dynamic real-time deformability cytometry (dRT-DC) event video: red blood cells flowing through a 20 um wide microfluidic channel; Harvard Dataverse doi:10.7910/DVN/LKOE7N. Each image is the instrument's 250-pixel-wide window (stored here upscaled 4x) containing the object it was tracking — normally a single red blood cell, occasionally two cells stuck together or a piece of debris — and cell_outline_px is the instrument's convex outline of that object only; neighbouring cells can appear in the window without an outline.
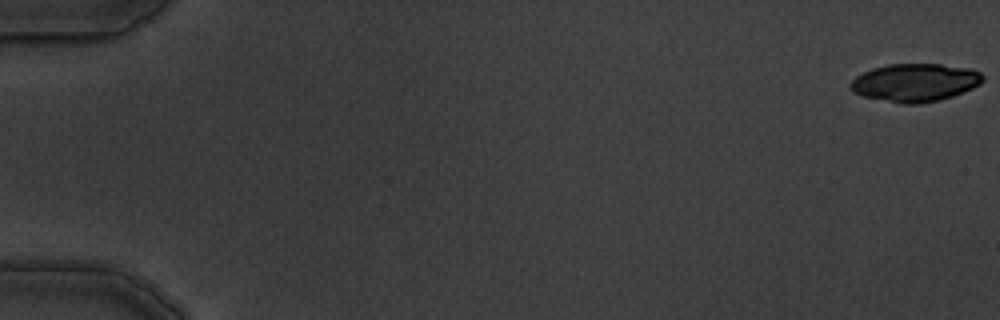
{"species": "common noctule bat (a hibernating species)", "species_latin": "Nyctalus noctula", "temperature_condition": "warm", "stored_images_in_passage": 5, "camera_frame_rate_fps": 3000, "um_per_image_px": 0.085, "animal": {"sex": "male", "body_mass_g": 19.5, "forearm_length_mm": 54.6}, "frame": {"image": 1, "passage_image": 1, "time_ms": 0.0, "image_size_px": [1000, 320], "cell_outline_px": [[984, 80], [980, 84], [972, 88], [952, 96], [940, 100], [920, 104], [904, 104], [860, 96], [852, 92], [848, 84], [856, 76], [872, 68], [888, 64], [940, 64], [972, 68], [980, 72], [984, 76]], "centroid_in_image_um": [77.77, 7.02], "position_along_channel_um": 7.2, "area_um2": 29.59}}